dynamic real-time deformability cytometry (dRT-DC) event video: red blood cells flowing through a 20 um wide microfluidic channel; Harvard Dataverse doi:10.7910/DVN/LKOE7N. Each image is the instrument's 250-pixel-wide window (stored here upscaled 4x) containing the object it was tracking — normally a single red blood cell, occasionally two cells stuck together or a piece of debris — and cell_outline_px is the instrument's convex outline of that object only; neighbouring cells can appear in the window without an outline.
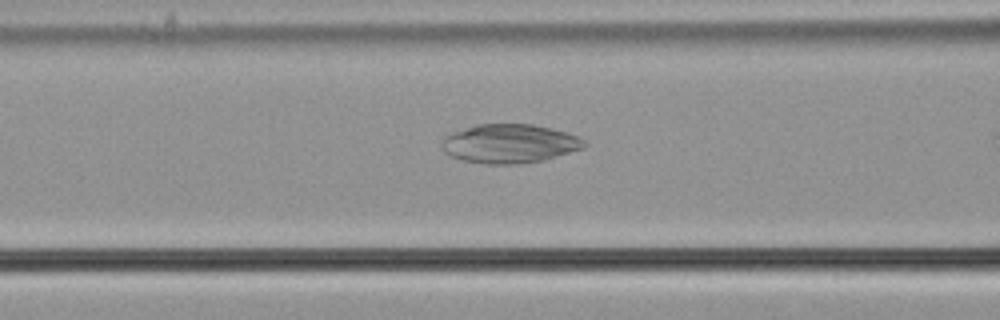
{"species": "common noctule bat (a hibernating species)", "species_latin": "Nyctalus noctula", "temperature_condition": "cold", "stored_images_in_passage": 7, "camera_frame_rate_fps": 3000, "um_per_image_px": 0.085, "animal": {"sex": "male", "body_mass_g": 21.5, "forearm_length_mm": 52.0}, "frame": {"image": 1, "passage_image": 5, "time_ms": 1.333, "image_size_px": [1000, 320], "cell_outline_px": [[588, 144], [584, 148], [544, 160], [516, 164], [488, 164], [464, 160], [452, 156], [444, 152], [440, 144], [440, 140], [448, 132], [476, 124], [532, 124], [552, 128], [568, 132], [580, 136]], "centroid_in_image_um": [43.3, 12.19], "position_along_channel_um": 123.3, "area_um2": 32.77}}